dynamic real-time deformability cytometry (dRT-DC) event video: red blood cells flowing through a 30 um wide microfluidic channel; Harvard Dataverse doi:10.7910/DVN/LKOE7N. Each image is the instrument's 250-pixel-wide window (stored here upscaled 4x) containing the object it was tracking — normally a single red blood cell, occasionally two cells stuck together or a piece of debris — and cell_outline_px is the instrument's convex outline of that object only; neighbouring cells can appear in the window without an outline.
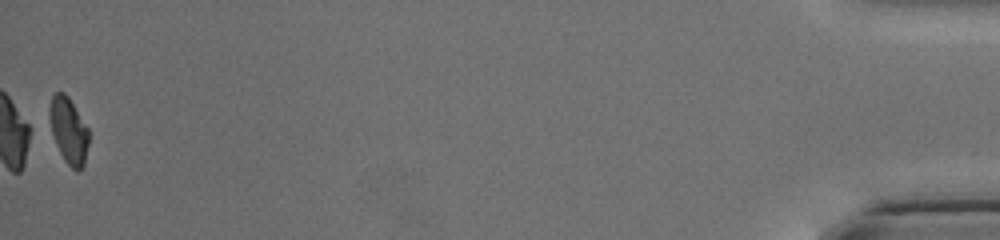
{"species": "common noctule bat (a hibernating species)", "species_latin": "Nyctalus noctula", "temperature_condition": "cold", "stored_images_in_passage": 34, "camera_frame_rate_fps": 3000, "um_per_image_px": 0.085, "animal": {"sex": "female", "body_mass_g": 17.0, "forearm_length_mm": 48.0}, "frame": {"image": 1, "passage_image": 34, "time_ms": 11.0, "image_size_px": [1000, 240], "cell_outline_px": [[88, 144], [84, 164], [76, 172], [64, 160], [56, 144], [52, 132], [48, 112], [48, 108], [52, 96], [56, 92], [64, 92], [68, 96], [88, 128]], "centroid_in_image_um": [5.82, 11.07], "position_along_channel_um": 429.4, "area_um2": 14.97}}